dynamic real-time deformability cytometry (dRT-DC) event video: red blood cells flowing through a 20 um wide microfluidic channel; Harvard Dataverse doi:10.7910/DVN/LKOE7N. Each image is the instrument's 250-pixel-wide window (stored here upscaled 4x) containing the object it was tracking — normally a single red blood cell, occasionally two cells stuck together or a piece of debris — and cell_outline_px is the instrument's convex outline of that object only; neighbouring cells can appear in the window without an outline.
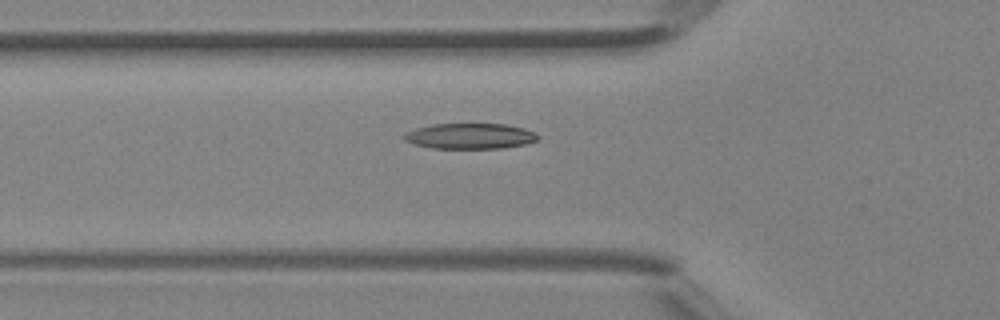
{"species": "Egyptian fruit bat (a non-hibernating species)", "species_latin": "Rousettus aegyptiacus", "temperature_condition": "room temperature", "stored_images_in_passage": 5, "camera_frame_rate_fps": 3000, "um_per_image_px": 0.085, "animal": {"sex": "female"}, "frame": {"image": 1, "passage_image": 5, "time_ms": 1.333, "image_size_px": [1000, 320], "cell_outline_px": [[540, 136], [536, 140], [524, 144], [504, 148], [432, 148], [416, 144], [404, 140], [404, 136], [408, 132], [432, 124], [508, 124], [524, 128], [536, 132]], "centroid_in_image_um": [40.03, 11.56], "position_along_channel_um": 85.8, "area_um2": 19.71}}